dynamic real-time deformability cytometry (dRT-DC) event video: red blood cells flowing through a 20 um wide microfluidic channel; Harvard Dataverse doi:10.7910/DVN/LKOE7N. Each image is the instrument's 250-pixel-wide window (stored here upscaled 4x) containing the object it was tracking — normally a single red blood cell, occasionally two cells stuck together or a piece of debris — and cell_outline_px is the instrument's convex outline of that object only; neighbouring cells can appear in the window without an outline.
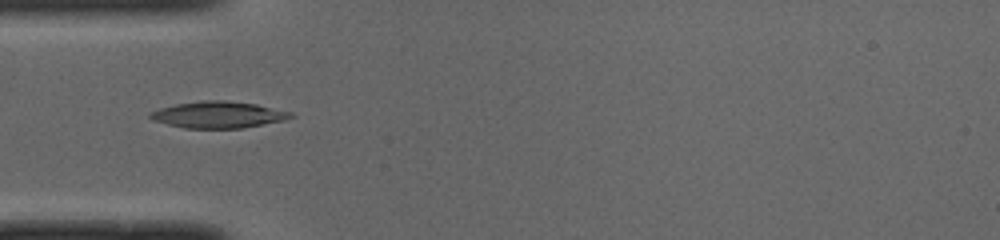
{"species": "common noctule bat (a hibernating species)", "species_latin": "Nyctalus noctula", "temperature_condition": "cold", "stored_images_in_passage": 36, "camera_frame_rate_fps": 3000, "um_per_image_px": 0.085, "animal": {"sex": "male", "body_mass_g": 19.0, "forearm_length_mm": 50.8}, "frame": {"image": 1, "passage_image": 1, "time_ms": 0.0, "image_size_px": [1000, 240], "cell_outline_px": [[296, 116], [284, 120], [244, 128], [184, 128], [168, 124], [156, 120], [148, 116], [148, 112], [160, 108], [176, 104], [200, 100], [224, 100], [256, 104], [292, 112]], "centroid_in_image_um": [18.57, 9.74], "position_along_channel_um": 66.4, "area_um2": 21.73}}
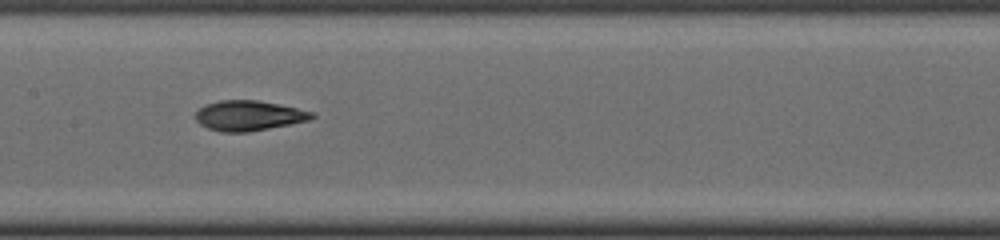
{"frame": {"image": 2, "passage_image": 10, "time_ms": 3.0, "image_size_px": [1000, 240], "cell_outline_px": [[316, 116], [308, 120], [248, 132], [220, 132], [208, 128], [200, 124], [196, 120], [196, 112], [204, 104], [220, 100], [256, 100], [296, 108], [312, 112]], "centroid_in_image_um": [21.09, 9.83], "position_along_channel_um": 186.3, "area_um2": 20.11}}
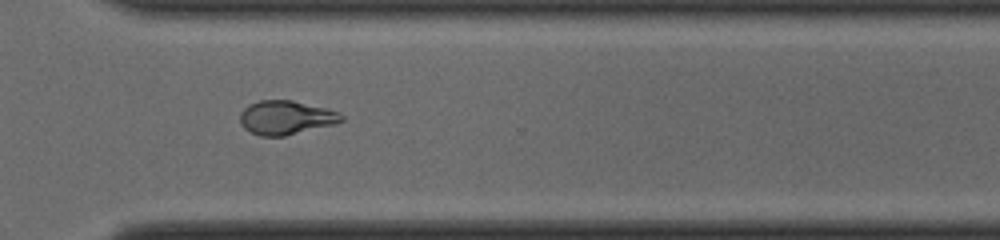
{"frame": {"image": 3, "passage_image": 22, "time_ms": 7.0, "image_size_px": [1000, 240], "cell_outline_px": [[344, 120], [336, 124], [284, 136], [260, 136], [244, 128], [240, 124], [240, 112], [248, 104], [260, 100], [292, 100], [324, 108], [336, 112], [344, 116]], "centroid_in_image_um": [24.28, 10.0], "position_along_channel_um": 346.3, "area_um2": 20.0}, "authors_computed_cell_mechanics": {"area_um2": 20.0855, "velocity_mm_per_s": 3.9935, "shape_relaxation_time_tau1_ms": null, "shape_relaxation_time_tau2_ms": 1.6424, "deformation_change_tau1": null, "deformation_change_tau2": 0.0695}}